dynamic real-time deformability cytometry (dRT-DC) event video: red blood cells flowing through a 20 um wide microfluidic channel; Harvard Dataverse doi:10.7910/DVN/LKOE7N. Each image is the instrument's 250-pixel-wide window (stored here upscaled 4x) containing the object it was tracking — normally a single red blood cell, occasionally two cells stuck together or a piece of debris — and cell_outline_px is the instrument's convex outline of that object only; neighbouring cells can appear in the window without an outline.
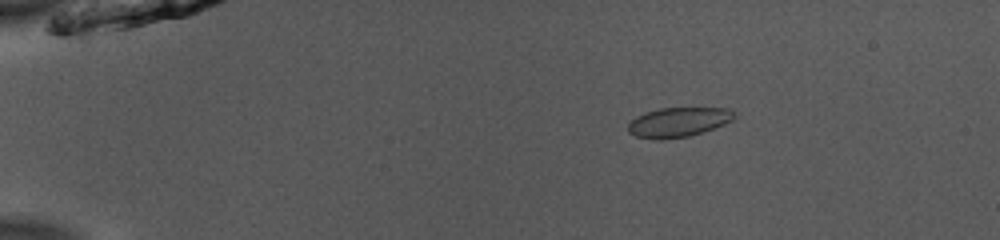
{"species": "common noctule bat (a hibernating species)", "species_latin": "Nyctalus noctula", "temperature_condition": "room temperature", "stored_images_in_passage": 45, "camera_frame_rate_fps": 3000, "um_per_image_px": 0.085, "animal": {"sex": "male", "body_mass_g": 13.0, "forearm_length_mm": 53.1}, "frame": {"image": 1, "passage_image": 3, "time_ms": 0.667, "image_size_px": [1000, 240], "cell_outline_px": [[736, 116], [732, 120], [724, 124], [688, 136], [660, 140], [656, 140], [636, 136], [628, 132], [628, 124], [636, 116], [644, 112], [660, 108], [728, 108]], "centroid_in_image_um": [57.61, 10.38], "position_along_channel_um": 27.4, "area_um2": 18.15}}
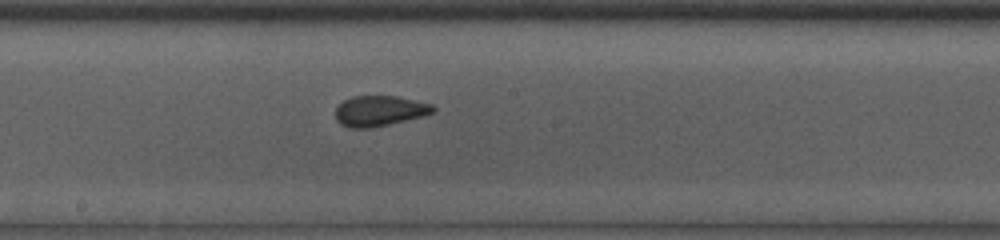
{"frame": {"image": 2, "passage_image": 23, "time_ms": 7.333, "image_size_px": [1000, 240], "cell_outline_px": [[436, 112], [388, 124], [368, 128], [348, 128], [340, 124], [336, 120], [336, 108], [344, 100], [352, 96], [396, 96], [432, 104], [436, 108]], "centroid_in_image_um": [32.24, 9.42], "position_along_channel_um": 216.0, "area_um2": 17.17}}
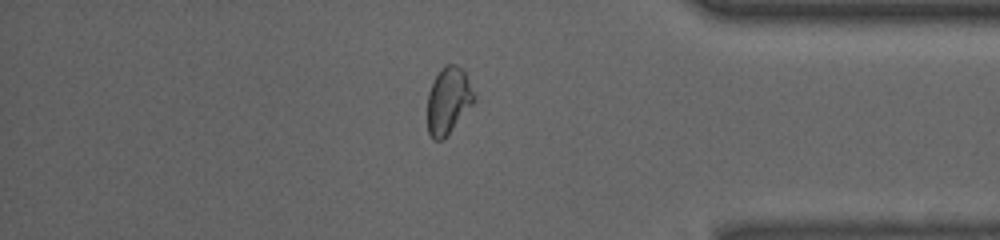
{"frame": {"image": 3, "passage_image": 38, "time_ms": 12.333, "image_size_px": [1000, 240], "cell_outline_px": [[476, 100], [448, 132], [440, 140], [432, 140], [428, 132], [428, 92], [440, 68], [444, 64], [456, 64], [464, 68], [476, 96]], "centroid_in_image_um": [38.12, 8.47], "position_along_channel_um": 397.1, "area_um2": 18.03}, "authors_computed_cell_mechanics": {"area_um2": 17.918, "velocity_mm_per_s": 3.9583, "shape_relaxation_time_tau1_ms": null, "shape_relaxation_time_tau2_ms": 1.0463, "deformation_change_tau1": null, "deformation_change_tau2": 0.0478}}